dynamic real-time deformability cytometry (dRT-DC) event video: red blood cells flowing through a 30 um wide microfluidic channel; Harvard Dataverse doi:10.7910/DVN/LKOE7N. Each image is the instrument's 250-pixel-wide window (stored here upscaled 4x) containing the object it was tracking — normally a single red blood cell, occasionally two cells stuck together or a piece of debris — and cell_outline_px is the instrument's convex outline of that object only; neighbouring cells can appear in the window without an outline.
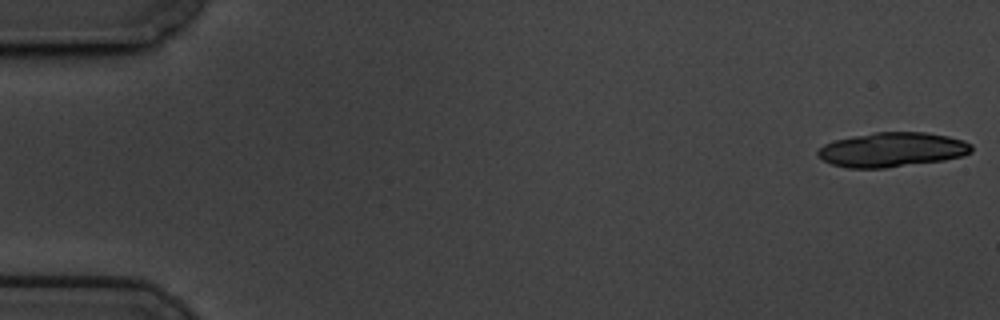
{"species": "common noctule bat (a hibernating species)", "species_latin": "Nyctalus noctula", "temperature_condition": "cold", "stored_images_in_passage": 18, "camera_frame_rate_fps": 3000, "um_per_image_px": 0.085, "animal": {"sex": "male", "body_mass_g": 19.5, "forearm_length_mm": 54.6}, "frame": {"image": 1, "passage_image": 1, "time_ms": 0.0, "image_size_px": [1000, 320], "cell_outline_px": [[972, 152], [964, 156], [944, 160], [884, 168], [848, 168], [832, 164], [816, 156], [816, 152], [824, 144], [836, 140], [876, 132], [924, 132], [948, 136], [964, 140], [972, 144]], "centroid_in_image_um": [75.86, 12.73], "position_along_channel_um": 9.1, "area_um2": 30.87}}